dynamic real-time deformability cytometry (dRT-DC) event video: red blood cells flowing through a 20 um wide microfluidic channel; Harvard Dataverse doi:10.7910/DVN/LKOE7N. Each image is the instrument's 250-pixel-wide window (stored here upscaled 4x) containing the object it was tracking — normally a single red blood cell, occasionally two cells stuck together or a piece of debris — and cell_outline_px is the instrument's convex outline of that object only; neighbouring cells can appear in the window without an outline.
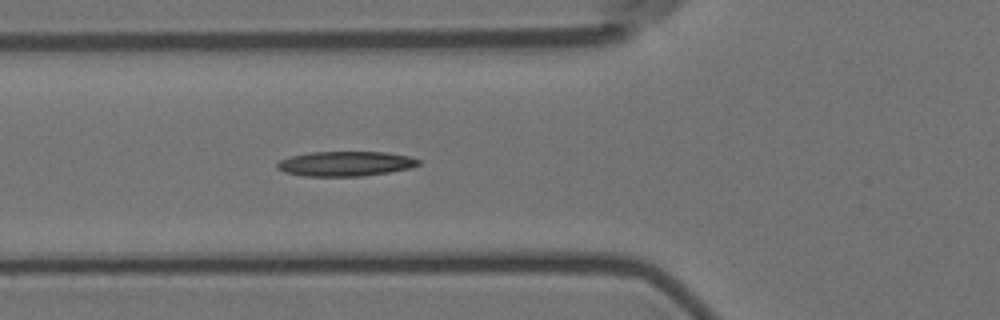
{"species": "Egyptian fruit bat (a non-hibernating species)", "species_latin": "Rousettus aegyptiacus", "temperature_condition": "room temperature", "stored_images_in_passage": 6, "camera_frame_rate_fps": 3000, "um_per_image_px": 0.085, "animal": {"sex": "female"}, "frame": {"image": 1, "passage_image": 6, "time_ms": 6.667, "image_size_px": [1000, 320], "cell_outline_px": [[420, 164], [412, 168], [388, 172], [360, 176], [304, 176], [284, 172], [276, 168], [276, 164], [280, 160], [292, 156], [312, 152], [388, 152], [408, 156], [420, 160]], "centroid_in_image_um": [29.37, 13.91], "position_along_channel_um": 96.4, "area_um2": 20.4}}